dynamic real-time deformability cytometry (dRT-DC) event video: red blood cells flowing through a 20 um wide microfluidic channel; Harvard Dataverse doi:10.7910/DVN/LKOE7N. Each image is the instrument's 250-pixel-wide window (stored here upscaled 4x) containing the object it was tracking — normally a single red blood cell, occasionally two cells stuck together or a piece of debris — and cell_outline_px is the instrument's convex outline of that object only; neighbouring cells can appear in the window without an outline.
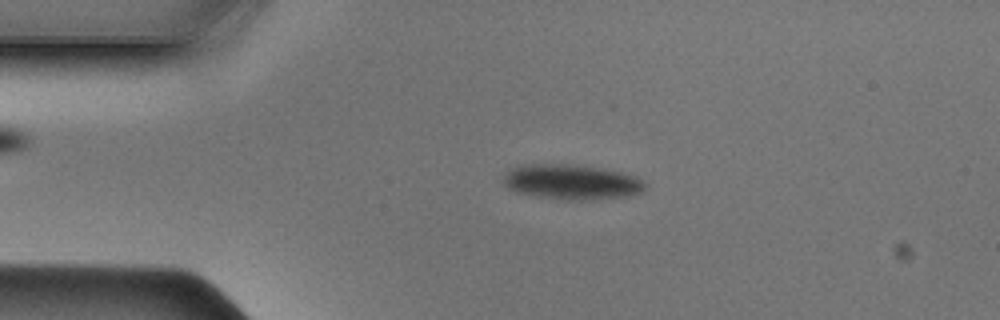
{"species": "Egyptian fruit bat (a non-hibernating species)", "species_latin": "Rousettus aegyptiacus", "temperature_condition": "cold", "stored_images_in_passage": 47, "camera_frame_rate_fps": 3000, "um_per_image_px": 0.085, "animal": {"sex": "male"}, "frame": {"image": 1, "passage_image": 9, "time_ms": 2.667, "image_size_px": [1000, 320], "cell_outline_px": [[648, 188], [644, 192], [628, 196], [596, 200], [568, 200], [540, 196], [516, 192], [508, 188], [504, 184], [504, 176], [512, 168], [528, 164], [568, 164], [596, 168], [620, 172], [636, 176], [644, 180]], "centroid_in_image_um": [48.66, 15.48], "position_along_channel_um": 36.3, "area_um2": 28.9}}
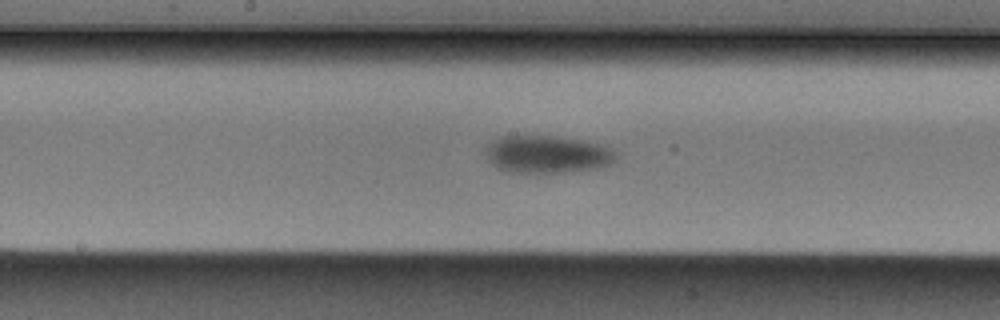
{"frame": {"image": 2, "passage_image": 23, "time_ms": 7.333, "image_size_px": [1000, 320], "cell_outline_px": [[620, 156], [612, 164], [596, 168], [564, 172], [508, 172], [496, 168], [488, 160], [484, 152], [492, 140], [504, 136], [560, 136], [600, 144], [612, 148]], "centroid_in_image_um": [46.54, 13.11], "position_along_channel_um": 201.7, "area_um2": 28.73}}
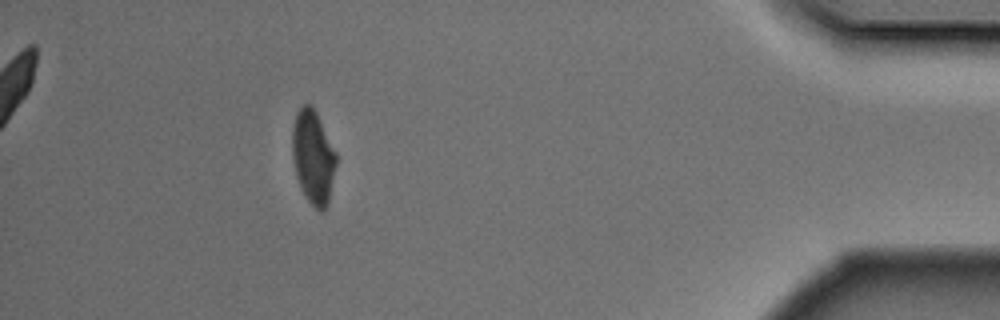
{"frame": {"image": 3, "passage_image": 42, "time_ms": 13.667, "image_size_px": [1000, 320], "cell_outline_px": [[336, 164], [328, 204], [320, 212], [308, 200], [300, 188], [296, 176], [292, 156], [292, 128], [296, 112], [304, 104], [308, 104], [316, 112], [336, 152]], "centroid_in_image_um": [26.6, 13.35], "position_along_channel_um": 408.6, "area_um2": 23.76}}